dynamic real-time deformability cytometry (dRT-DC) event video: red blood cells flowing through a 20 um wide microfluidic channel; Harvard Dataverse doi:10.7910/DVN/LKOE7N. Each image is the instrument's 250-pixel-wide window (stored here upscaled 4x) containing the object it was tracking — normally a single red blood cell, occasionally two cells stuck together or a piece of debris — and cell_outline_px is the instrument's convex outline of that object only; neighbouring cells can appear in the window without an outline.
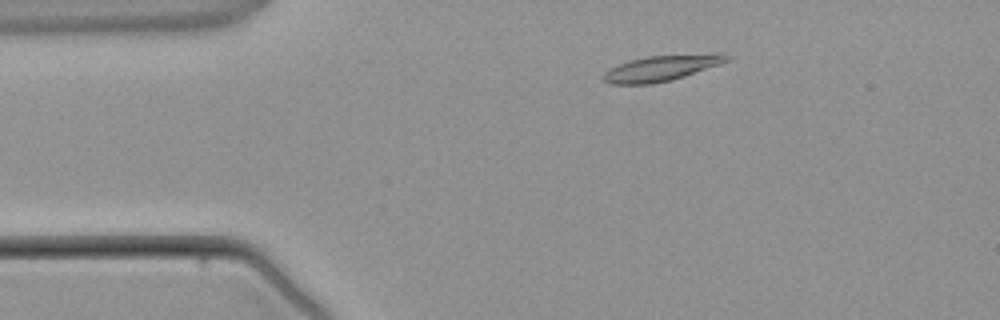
{"species": "common noctule bat (a hibernating species)", "species_latin": "Nyctalus noctula", "temperature_condition": "warm", "stored_images_in_passage": 3, "camera_frame_rate_fps": 3000, "um_per_image_px": 0.085, "animal": {"sex": "male", "body_mass_g": 21.5, "forearm_length_mm": 52.0}, "frame": {"image": 1, "passage_image": 1, "time_ms": 0.0, "image_size_px": [1000, 320], "cell_outline_px": [[728, 60], [720, 64], [672, 80], [652, 84], [612, 84], [604, 80], [604, 72], [608, 68], [628, 60], [648, 56], [712, 52], [724, 52], [728, 56]], "centroid_in_image_um": [56.25, 5.76], "position_along_channel_um": 28.7, "area_um2": 18.73}}